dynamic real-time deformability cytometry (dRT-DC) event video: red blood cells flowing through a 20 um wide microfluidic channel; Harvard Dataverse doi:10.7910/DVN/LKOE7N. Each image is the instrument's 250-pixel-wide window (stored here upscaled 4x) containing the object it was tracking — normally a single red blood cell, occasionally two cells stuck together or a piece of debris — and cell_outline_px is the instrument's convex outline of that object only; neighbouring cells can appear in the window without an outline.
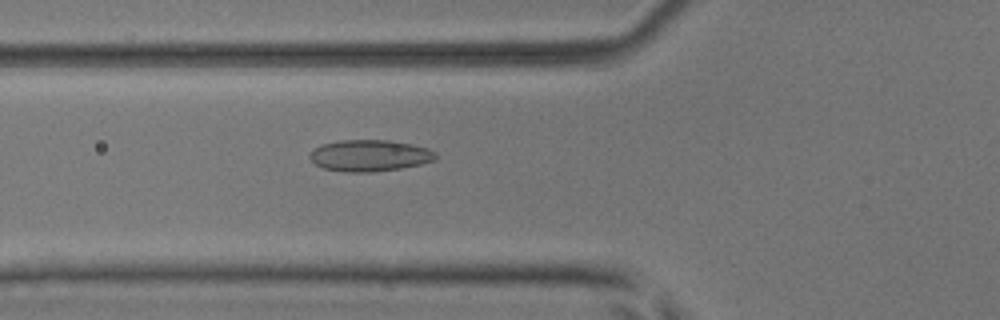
{"species": "common noctule bat (a hibernating species)", "species_latin": "Nyctalus noctula", "temperature_condition": "room temperature", "stored_images_in_passage": 40, "camera_frame_rate_fps": 3000, "um_per_image_px": 0.085, "animal": {"sex": "male", "body_mass_g": 17.9, "forearm_length_mm": 54.2}, "frame": {"image": 1, "passage_image": 9, "time_ms": 2.667, "image_size_px": [1000, 320], "cell_outline_px": [[436, 160], [420, 164], [400, 168], [372, 172], [344, 172], [324, 168], [316, 164], [308, 156], [308, 152], [320, 144], [340, 140], [388, 140], [428, 148], [436, 152]], "centroid_in_image_um": [31.38, 13.22], "position_along_channel_um": 94.4, "area_um2": 23.12}}
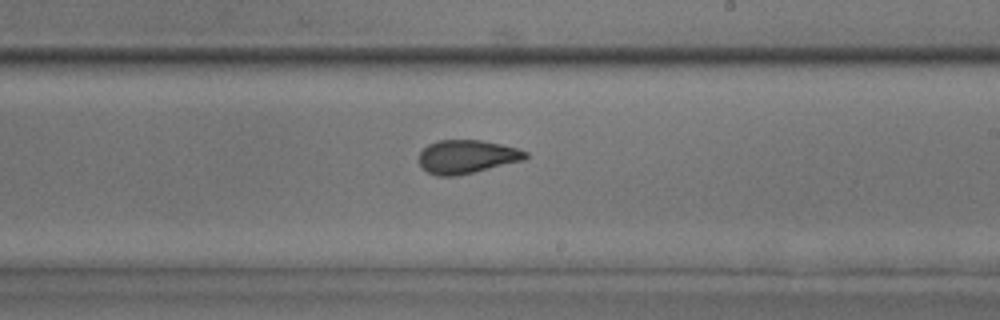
{"frame": {"image": 2, "passage_image": 21, "time_ms": 6.667, "image_size_px": [1000, 320], "cell_outline_px": [[528, 156], [524, 160], [456, 176], [436, 176], [428, 172], [420, 164], [420, 152], [428, 144], [440, 140], [484, 140], [516, 148], [528, 152]], "centroid_in_image_um": [39.69, 13.31], "position_along_channel_um": 249.3, "area_um2": 20.63}}
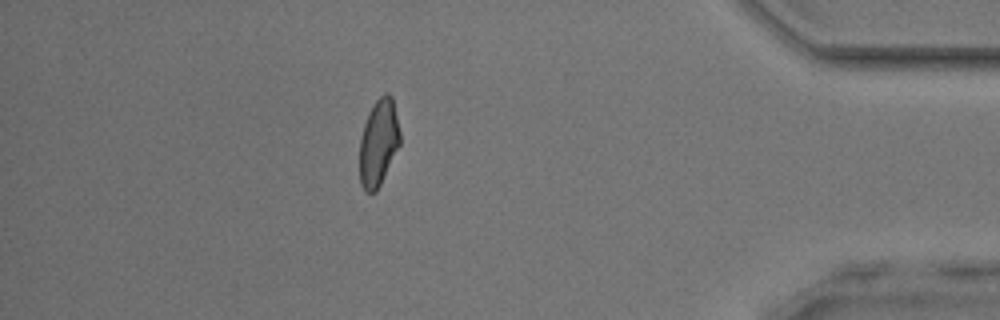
{"frame": {"image": 3, "passage_image": 36, "time_ms": 11.667, "image_size_px": [1000, 320], "cell_outline_px": [[400, 144], [376, 192], [364, 192], [360, 184], [360, 140], [364, 124], [368, 112], [372, 104], [384, 92], [388, 92], [392, 96], [400, 132]], "centroid_in_image_um": [32.17, 12.1], "position_along_channel_um": 403.0, "area_um2": 20.4}, "authors_computed_cell_mechanics": {"area_um2": 21.1548, "velocity_mm_per_s": 3.8795, "shape_relaxation_time_tau1_ms": 5.2678, "shape_relaxation_time_tau2_ms": 1.3626, "deformation_change_tau1": 0.1213, "deformation_change_tau2": 0.0722}}